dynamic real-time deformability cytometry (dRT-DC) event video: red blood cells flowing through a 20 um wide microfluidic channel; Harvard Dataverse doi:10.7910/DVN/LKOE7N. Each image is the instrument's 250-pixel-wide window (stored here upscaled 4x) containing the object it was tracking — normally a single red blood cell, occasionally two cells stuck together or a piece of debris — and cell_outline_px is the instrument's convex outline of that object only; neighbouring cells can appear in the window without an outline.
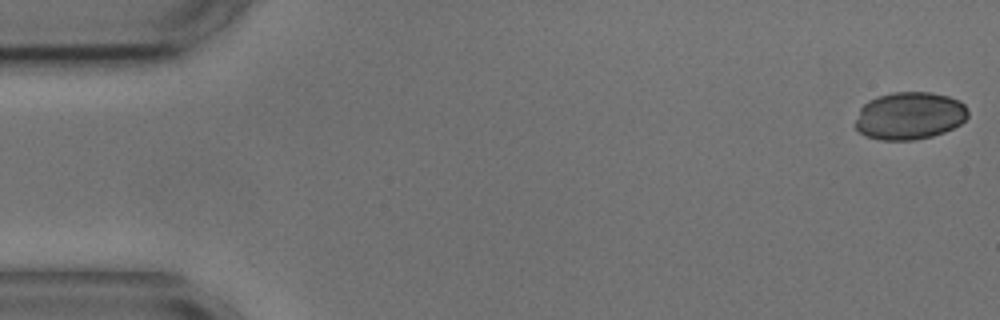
{"species": "common noctule bat (a hibernating species)", "species_latin": "Nyctalus noctula", "temperature_condition": "cold", "stored_images_in_passage": 55, "camera_frame_rate_fps": 3000, "um_per_image_px": 0.085, "animal": {"sex": "male", "body_mass_g": 17.9, "forearm_length_mm": 54.2}, "frame": {"image": 1, "passage_image": 1, "time_ms": 0.0, "image_size_px": [1000, 320], "cell_outline_px": [[968, 116], [960, 124], [944, 132], [932, 136], [912, 140], [880, 140], [864, 136], [852, 124], [860, 108], [868, 100], [876, 96], [892, 92], [932, 92], [948, 96], [960, 100], [964, 104], [968, 112]], "centroid_in_image_um": [77.27, 9.83], "position_along_channel_um": 7.7, "area_um2": 31.62}}
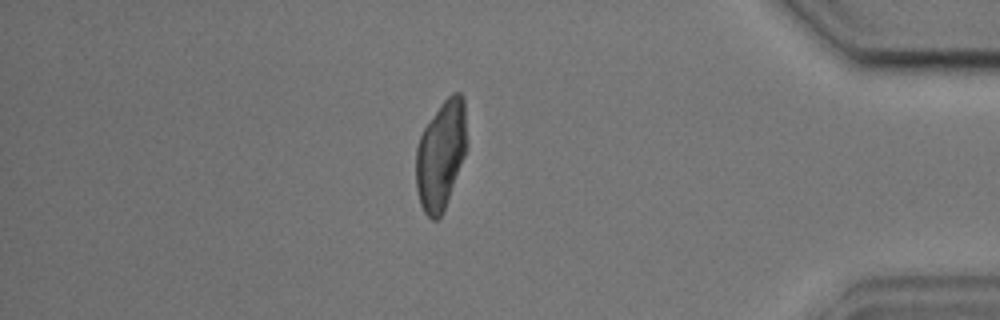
{"frame": {"image": 2, "passage_image": 47, "time_ms": 15.333, "image_size_px": [1000, 320], "cell_outline_px": [[468, 144], [464, 156], [444, 212], [436, 220], [432, 220], [424, 212], [420, 204], [416, 188], [416, 148], [420, 136], [424, 128], [440, 104], [452, 92], [460, 92], [464, 96]], "centroid_in_image_um": [37.49, 13.15], "position_along_channel_um": 397.7, "area_um2": 32.6}}
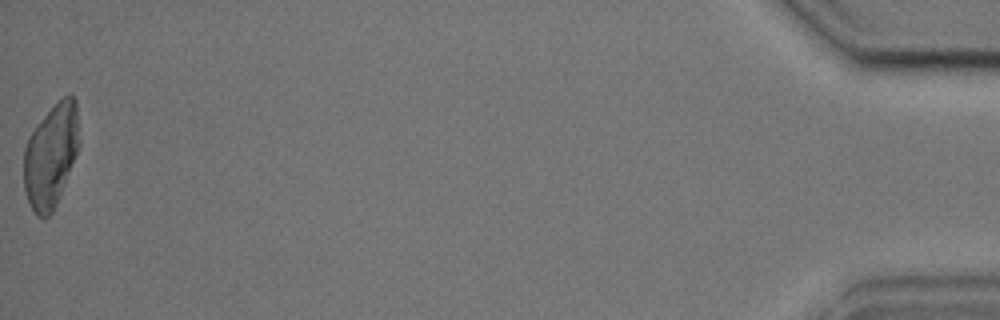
{"frame": {"image": 3, "passage_image": 55, "time_ms": 18.0, "image_size_px": [1000, 320], "cell_outline_px": [[80, 144], [56, 204], [52, 212], [44, 220], [36, 216], [28, 200], [24, 188], [24, 148], [28, 136], [44, 116], [64, 96], [72, 96], [76, 100], [80, 140]], "centroid_in_image_um": [4.32, 13.25], "position_along_channel_um": 430.9, "area_um2": 33.06}}